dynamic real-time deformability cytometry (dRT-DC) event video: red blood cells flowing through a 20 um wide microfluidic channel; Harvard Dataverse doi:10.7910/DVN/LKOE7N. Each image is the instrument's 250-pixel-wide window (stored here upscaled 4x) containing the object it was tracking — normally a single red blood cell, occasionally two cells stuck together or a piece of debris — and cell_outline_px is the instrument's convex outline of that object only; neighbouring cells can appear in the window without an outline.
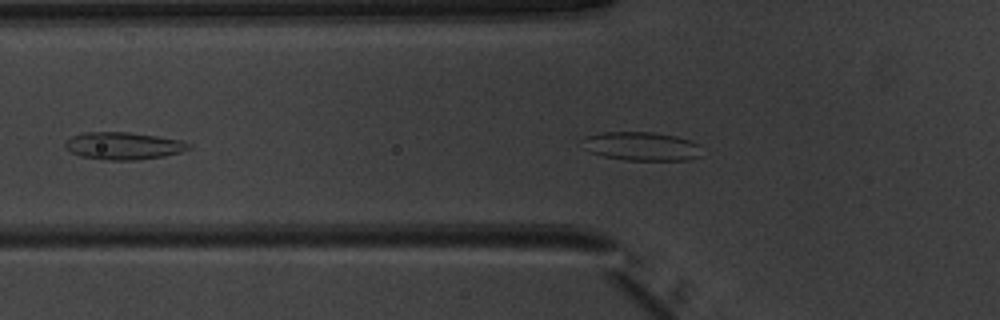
{"species": "common noctule bat (a hibernating species)", "species_latin": "Nyctalus noctula", "temperature_condition": "warm", "stored_images_in_passage": 35, "camera_frame_rate_fps": 3000, "um_per_image_px": 0.085, "animal": {"sex": "male", "body_mass_g": 20.1, "forearm_length_mm": 53.5}, "frame": {"image": 1, "passage_image": 7, "time_ms": 2.0, "image_size_px": [1000, 320], "cell_outline_px": [[704, 156], [688, 160], [624, 160], [604, 156], [592, 152], [584, 148], [584, 136], [600, 132], [652, 132], [676, 136], [700, 144]], "centroid_in_image_um": [54.59, 12.43], "position_along_channel_um": 71.2, "area_um2": 20.17}}
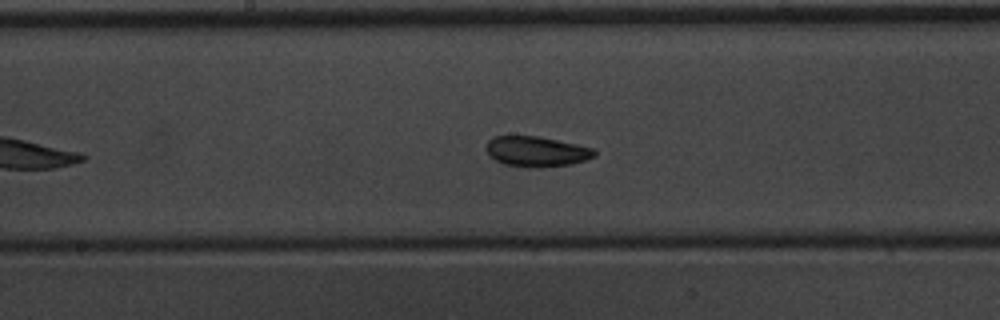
{"frame": {"image": 2, "passage_image": 17, "time_ms": 5.333, "image_size_px": [1000, 320], "cell_outline_px": [[596, 156], [572, 164], [536, 168], [504, 164], [488, 156], [488, 140], [492, 136], [540, 136], [596, 148]], "centroid_in_image_um": [45.64, 12.87], "position_along_channel_um": 202.6, "area_um2": 19.19}}
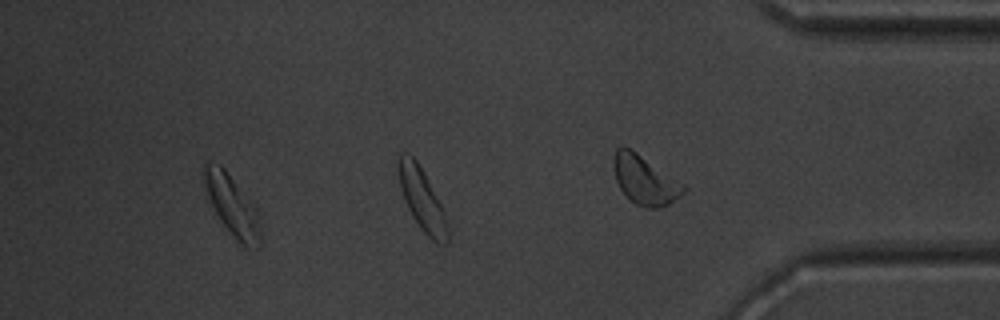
{"frame": {"image": 3, "passage_image": 31, "time_ms": 10.0, "image_size_px": [1000, 320], "cell_outline_px": [[260, 244], [256, 248], [248, 248], [240, 244], [228, 232], [220, 220], [200, 180], [200, 172], [204, 164], [220, 164], [224, 168], [256, 208], [260, 216]], "centroid_in_image_um": [19.7, 17.47], "position_along_channel_um": 415.5, "area_um2": 20.06}, "authors_computed_cell_mechanics": {"area_um2": 19.3052, "velocity_mm_per_s": 3.9308, "shape_relaxation_time_tau1_ms": 3.4183, "shape_relaxation_time_tau2_ms": 1.9346, "deformation_change_tau1": 0.124, "deformation_change_tau2": 0.0727}}